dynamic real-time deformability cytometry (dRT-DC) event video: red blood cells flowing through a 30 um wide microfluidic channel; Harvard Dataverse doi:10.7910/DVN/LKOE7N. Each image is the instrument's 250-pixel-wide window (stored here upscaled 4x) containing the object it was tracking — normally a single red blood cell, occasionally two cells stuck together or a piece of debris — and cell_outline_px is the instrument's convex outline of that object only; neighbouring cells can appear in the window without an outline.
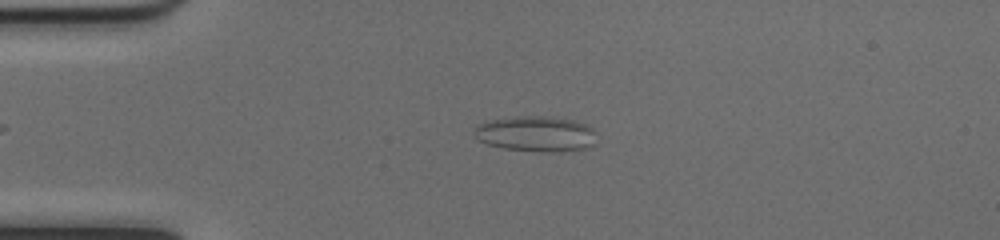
{"species": "common noctule bat (a hibernating species)", "species_latin": "Nyctalus noctula", "temperature_condition": "cold", "stored_images_in_passage": 53, "camera_frame_rate_fps": 3000, "um_per_image_px": 0.085, "animal": {"sex": "female", "body_mass_g": 17.0, "forearm_length_mm": 48.0}, "frame": {"image": 1, "passage_image": 13, "time_ms": 4.0, "image_size_px": [1000, 240], "cell_outline_px": [[596, 144], [584, 148], [564, 152], [540, 152], [504, 148], [488, 144], [480, 140], [476, 136], [476, 128], [480, 124], [492, 120], [516, 116], [540, 116], [572, 120], [584, 124], [592, 128], [596, 132]], "centroid_in_image_um": [45.63, 11.39], "position_along_channel_um": 39.4, "area_um2": 25.09}}
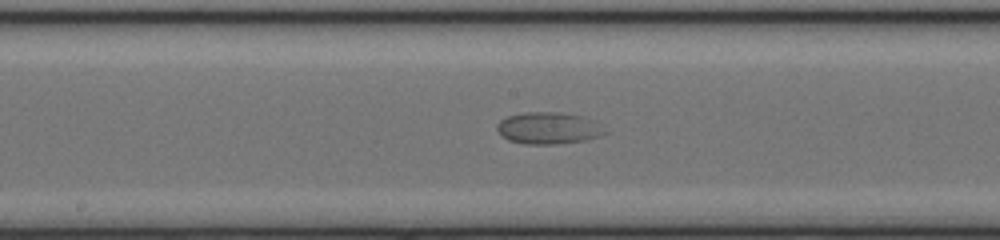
{"frame": {"image": 2, "passage_image": 28, "time_ms": 9.0, "image_size_px": [1000, 240], "cell_outline_px": [[608, 132], [600, 136], [588, 140], [556, 144], [524, 144], [508, 140], [496, 128], [496, 124], [500, 120], [508, 116], [524, 112], [560, 112], [584, 116], [592, 120]], "centroid_in_image_um": [46.62, 10.89], "position_along_channel_um": 201.6, "area_um2": 20.06}}
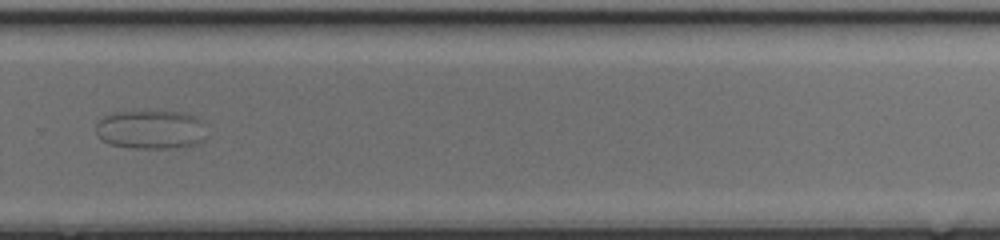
{"frame": {"image": 3, "passage_image": 37, "time_ms": 12.0, "image_size_px": [1000, 240], "cell_outline_px": [[204, 140], [200, 144], [168, 148], [132, 148], [108, 144], [100, 140], [96, 132], [96, 124], [104, 116], [116, 112], [152, 108], [180, 112], [196, 116], [204, 120]], "centroid_in_image_um": [12.82, 10.97], "position_along_channel_um": 317.0, "area_um2": 26.13}}